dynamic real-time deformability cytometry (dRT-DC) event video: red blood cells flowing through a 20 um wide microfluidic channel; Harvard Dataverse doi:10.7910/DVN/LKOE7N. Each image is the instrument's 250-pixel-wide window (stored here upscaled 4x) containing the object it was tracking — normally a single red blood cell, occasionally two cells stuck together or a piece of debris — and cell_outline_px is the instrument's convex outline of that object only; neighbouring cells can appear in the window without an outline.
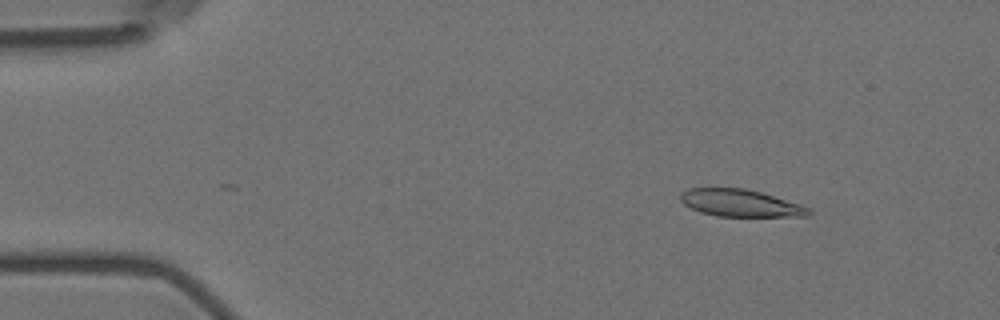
{"species": "Egyptian fruit bat (a non-hibernating species)", "species_latin": "Rousettus aegyptiacus", "temperature_condition": "room temperature", "stored_images_in_passage": 11, "camera_frame_rate_fps": 3000, "um_per_image_px": 0.085, "animal": {"sex": "female"}, "frame": {"image": 1, "passage_image": 2, "time_ms": 2.0, "image_size_px": [1000, 320], "cell_outline_px": [[812, 212], [808, 216], [716, 216], [700, 212], [684, 204], [680, 200], [680, 192], [688, 188], [744, 188], [760, 192], [800, 204], [808, 208]], "centroid_in_image_um": [62.89, 17.26], "position_along_channel_um": 22.1, "area_um2": 20.17}}
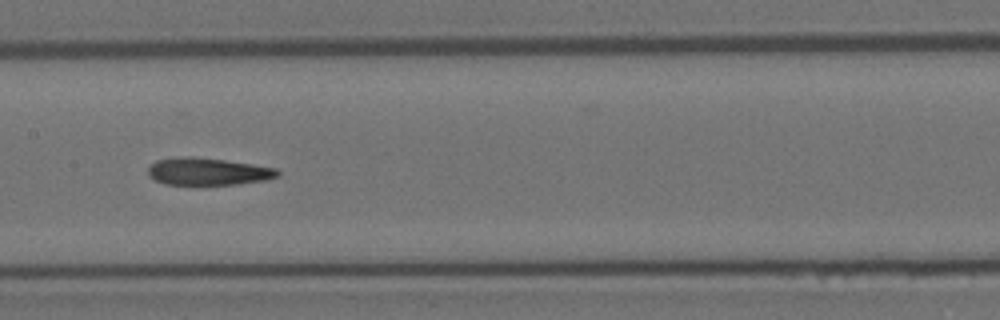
{"frame": {"image": 2, "passage_image": 8, "time_ms": 9.0, "image_size_px": [1000, 320], "cell_outline_px": [[280, 176], [268, 180], [236, 184], [164, 184], [148, 176], [148, 168], [156, 160], [180, 156], [192, 156], [224, 160], [252, 164], [276, 168], [280, 172]], "centroid_in_image_um": [17.69, 14.57], "position_along_channel_um": 189.7, "area_um2": 20.63}}
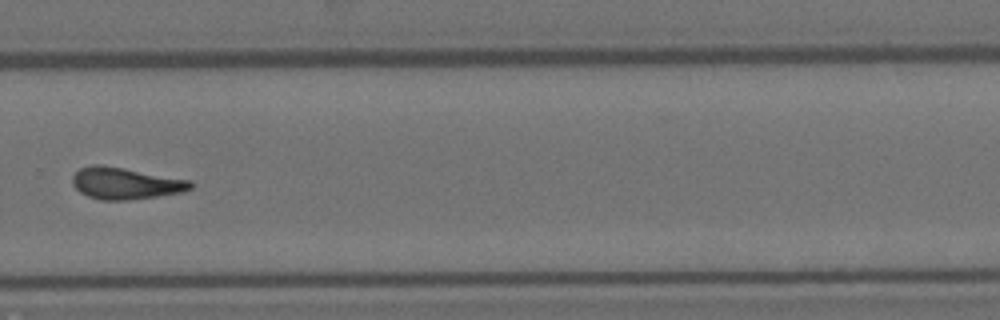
{"frame": {"image": 3, "passage_image": 11, "time_ms": 12.667, "image_size_px": [1000, 320], "cell_outline_px": [[192, 188], [180, 192], [156, 196], [128, 200], [100, 200], [88, 196], [80, 192], [72, 184], [72, 176], [80, 168], [92, 164], [104, 164], [192, 180]], "centroid_in_image_um": [10.64, 15.56], "position_along_channel_um": 319.2, "area_um2": 21.96}}